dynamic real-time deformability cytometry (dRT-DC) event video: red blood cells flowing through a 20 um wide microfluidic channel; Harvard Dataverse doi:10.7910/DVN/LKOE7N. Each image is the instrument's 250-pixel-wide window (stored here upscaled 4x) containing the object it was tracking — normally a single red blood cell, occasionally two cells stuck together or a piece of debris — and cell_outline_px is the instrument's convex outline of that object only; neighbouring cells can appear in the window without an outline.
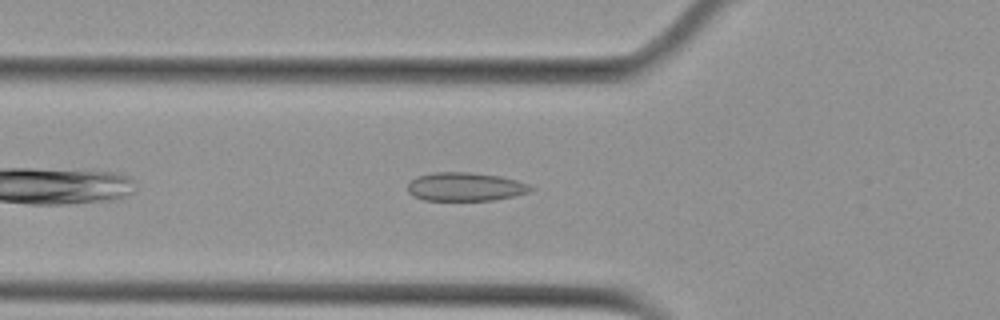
{"species": "Egyptian fruit bat (a non-hibernating species)", "species_latin": "Rousettus aegyptiacus", "temperature_condition": "cold", "stored_images_in_passage": 37, "camera_frame_rate_fps": 3000, "um_per_image_px": 0.085, "animal": {"sex": "female"}, "frame": {"image": 1, "passage_image": 5, "time_ms": 1.333, "image_size_px": [1000, 320], "cell_outline_px": [[536, 188], [532, 192], [492, 200], [424, 200], [412, 196], [408, 192], [408, 184], [416, 176], [432, 172], [468, 172], [500, 176], [516, 180], [528, 184]], "centroid_in_image_um": [39.55, 15.87], "position_along_channel_um": 86.2, "area_um2": 20.58}}
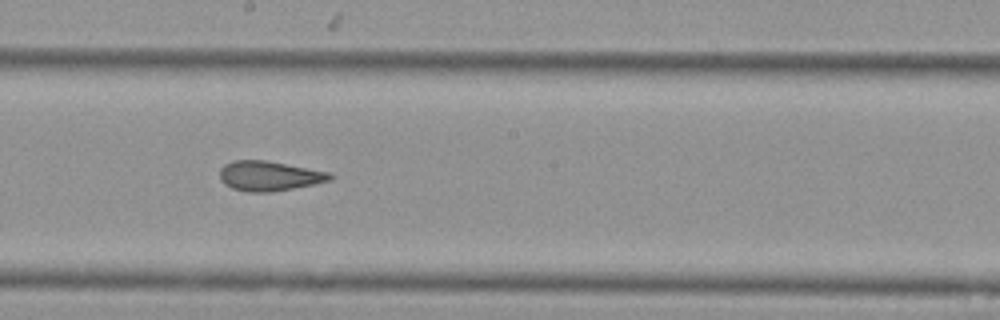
{"frame": {"image": 2, "passage_image": 16, "time_ms": 5.0, "image_size_px": [1000, 320], "cell_outline_px": [[336, 176], [332, 180], [292, 188], [268, 192], [248, 192], [232, 188], [224, 184], [220, 180], [220, 168], [224, 164], [232, 160], [264, 160], [332, 172]], "centroid_in_image_um": [22.89, 14.94], "position_along_channel_um": 225.3, "area_um2": 19.25}}
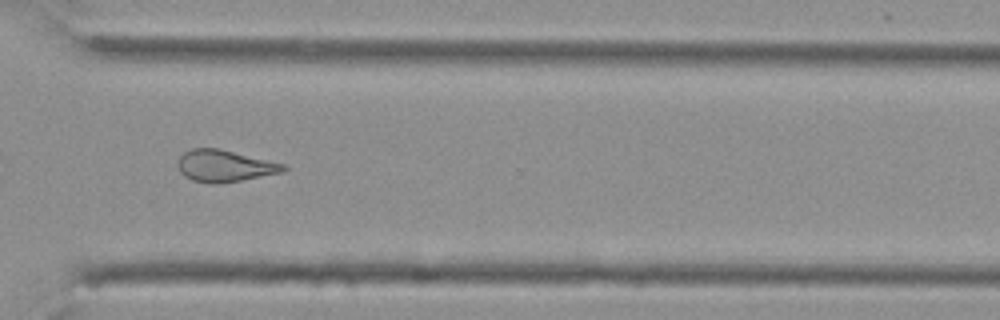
{"frame": {"image": 3, "passage_image": 26, "time_ms": 8.333, "image_size_px": [1000, 320], "cell_outline_px": [[288, 168], [284, 172], [240, 180], [212, 184], [192, 180], [184, 176], [180, 172], [180, 156], [184, 152], [192, 148], [220, 148], [288, 164]], "centroid_in_image_um": [19.16, 14.09], "position_along_channel_um": 351.4, "area_um2": 19.59}, "authors_computed_cell_mechanics": {"area_um2": 19.652, "velocity_mm_per_s": 3.7816, "shape_relaxation_time_tau1_ms": null, "shape_relaxation_time_tau2_ms": 2.5687, "deformation_change_tau1": null, "deformation_change_tau2": 0.1135}}